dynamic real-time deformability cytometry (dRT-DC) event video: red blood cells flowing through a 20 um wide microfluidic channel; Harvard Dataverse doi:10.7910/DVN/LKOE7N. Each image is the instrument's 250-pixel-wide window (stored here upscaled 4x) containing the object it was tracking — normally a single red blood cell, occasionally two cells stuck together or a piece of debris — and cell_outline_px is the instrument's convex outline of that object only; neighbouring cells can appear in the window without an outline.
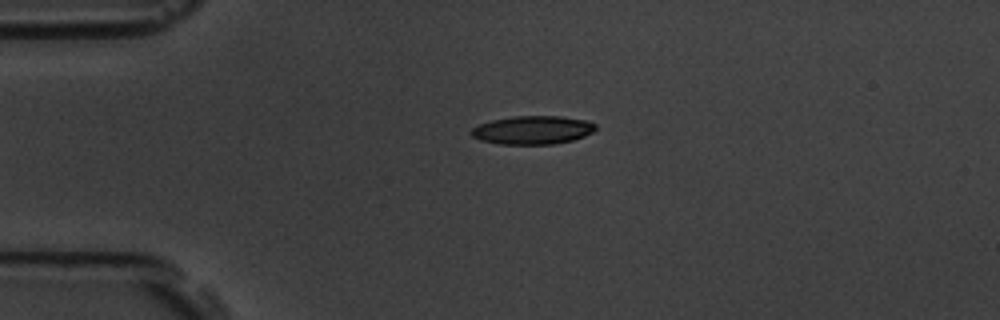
{"species": "common noctule bat (a hibernating species)", "species_latin": "Nyctalus noctula", "temperature_condition": "room temperature", "stored_images_in_passage": 3, "camera_frame_rate_fps": 3000, "um_per_image_px": 0.085, "animal": {"sex": "male", "body_mass_g": 19.5, "forearm_length_mm": 54.6}, "frame": {"image": 1, "passage_image": 1, "time_ms": 0.0, "image_size_px": [1000, 320], "cell_outline_px": [[596, 128], [592, 132], [584, 136], [572, 140], [552, 144], [500, 144], [480, 140], [472, 136], [468, 132], [472, 128], [480, 124], [492, 120], [516, 116], [560, 116], [588, 120], [596, 124]], "centroid_in_image_um": [45.27, 11.05], "position_along_channel_um": 39.7, "area_um2": 20.58}}
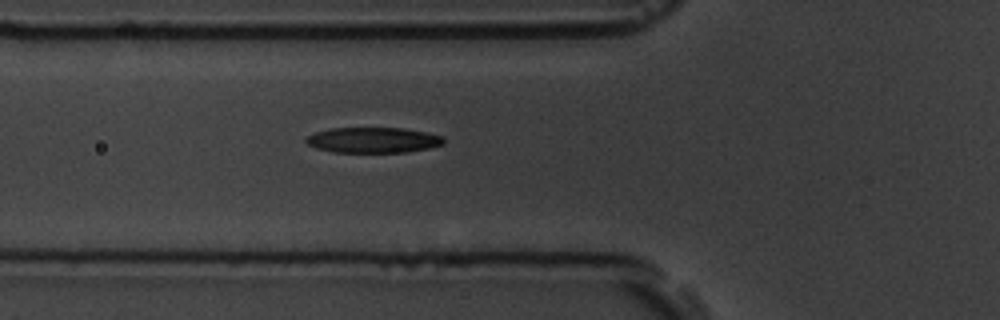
{"frame": {"image": 2, "passage_image": 3, "time_ms": 0.667, "image_size_px": [1000, 320], "cell_outline_px": [[444, 144], [428, 148], [408, 152], [332, 152], [316, 148], [308, 144], [304, 140], [308, 136], [316, 132], [332, 128], [404, 128], [444, 136]], "centroid_in_image_um": [31.72, 11.91], "position_along_channel_um": 94.1, "area_um2": 20.4}}